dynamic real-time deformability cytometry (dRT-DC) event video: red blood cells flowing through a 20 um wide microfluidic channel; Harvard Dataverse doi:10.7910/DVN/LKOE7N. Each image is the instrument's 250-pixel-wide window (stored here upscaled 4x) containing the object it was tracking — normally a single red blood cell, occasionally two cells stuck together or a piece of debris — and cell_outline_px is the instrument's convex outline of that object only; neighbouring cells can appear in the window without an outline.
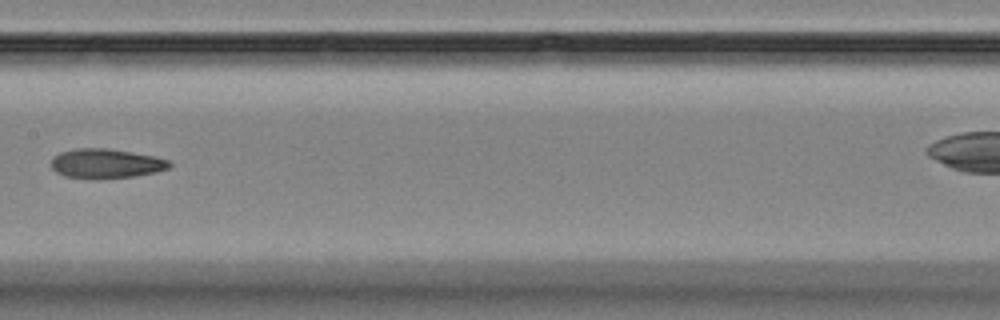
{"species": "Egyptian fruit bat (a non-hibernating species)", "species_latin": "Rousettus aegyptiacus", "temperature_condition": "room temperature", "stored_images_in_passage": 9, "camera_frame_rate_fps": 3000, "um_per_image_px": 0.085, "animal": {"sex": "female"}, "frame": {"image": 1, "passage_image": 7, "time_ms": 7.0, "image_size_px": [1000, 320], "cell_outline_px": [[172, 164], [168, 168], [156, 172], [132, 176], [96, 180], [64, 176], [56, 172], [52, 168], [52, 156], [60, 152], [76, 148], [108, 148], [156, 156], [168, 160]], "centroid_in_image_um": [8.99, 13.9], "position_along_channel_um": 198.4, "area_um2": 20.58}}
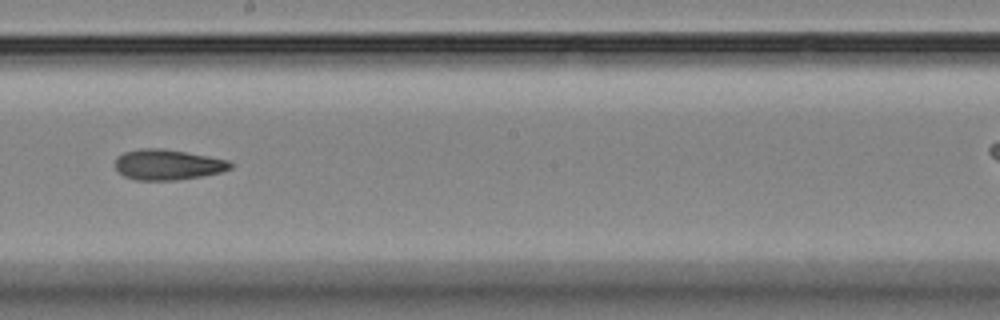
{"frame": {"image": 2, "passage_image": 8, "time_ms": 8.0, "image_size_px": [1000, 320], "cell_outline_px": [[232, 168], [220, 172], [200, 176], [176, 180], [136, 180], [124, 176], [116, 168], [116, 156], [124, 152], [140, 148], [160, 148], [208, 156], [228, 160], [232, 164]], "centroid_in_image_um": [14.23, 13.99], "position_along_channel_um": 234.0, "area_um2": 20.29}}
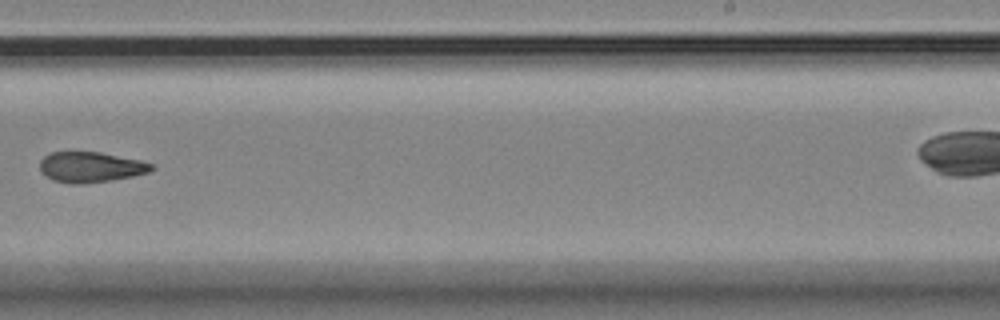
{"frame": {"image": 3, "passage_image": 9, "time_ms": 9.333, "image_size_px": [1000, 320], "cell_outline_px": [[156, 168], [152, 172], [112, 180], [80, 184], [72, 184], [52, 180], [40, 172], [40, 160], [44, 156], [52, 152], [100, 152], [140, 160], [152, 164]], "centroid_in_image_um": [7.71, 14.21], "position_along_channel_um": 281.3, "area_um2": 19.94}}